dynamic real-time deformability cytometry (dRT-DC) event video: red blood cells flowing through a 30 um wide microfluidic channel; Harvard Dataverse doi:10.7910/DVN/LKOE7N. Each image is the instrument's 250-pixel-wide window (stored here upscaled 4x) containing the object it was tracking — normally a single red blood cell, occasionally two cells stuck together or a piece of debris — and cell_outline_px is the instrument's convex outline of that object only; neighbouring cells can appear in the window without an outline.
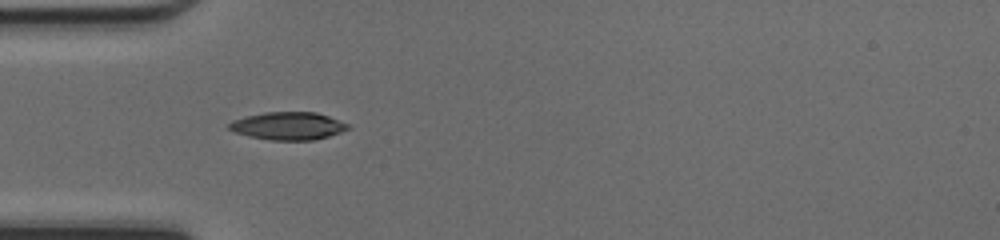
{"species": "common noctule bat (a hibernating species)", "species_latin": "Nyctalus noctula", "temperature_condition": "cold", "stored_images_in_passage": 37, "camera_frame_rate_fps": 3000, "um_per_image_px": 0.085, "animal": {"sex": "female", "body_mass_g": 17.0, "forearm_length_mm": 48.0}, "frame": {"image": 1, "passage_image": 4, "time_ms": 1.0, "image_size_px": [1000, 240], "cell_outline_px": [[352, 128], [328, 136], [312, 140], [272, 140], [248, 136], [236, 132], [228, 128], [228, 124], [232, 120], [264, 112], [316, 112], [328, 116], [348, 124]], "centroid_in_image_um": [24.49, 10.7], "position_along_channel_um": 60.5, "area_um2": 19.07}}
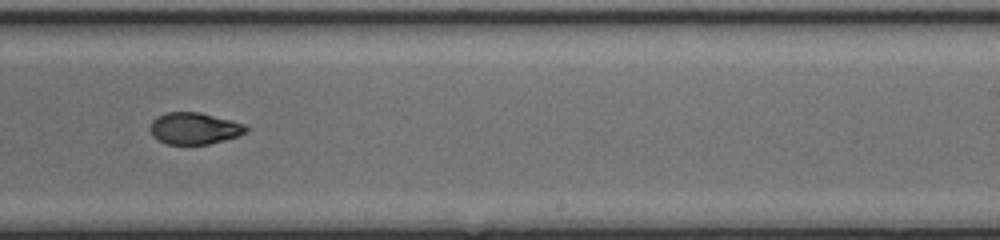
{"frame": {"image": 2, "passage_image": 19, "time_ms": 6.0, "image_size_px": [1000, 240], "cell_outline_px": [[248, 132], [224, 140], [208, 144], [168, 144], [152, 136], [148, 128], [152, 120], [156, 116], [164, 112], [200, 112], [232, 120], [244, 124], [248, 128]], "centroid_in_image_um": [16.49, 10.9], "position_along_channel_um": 272.5, "area_um2": 17.86}}
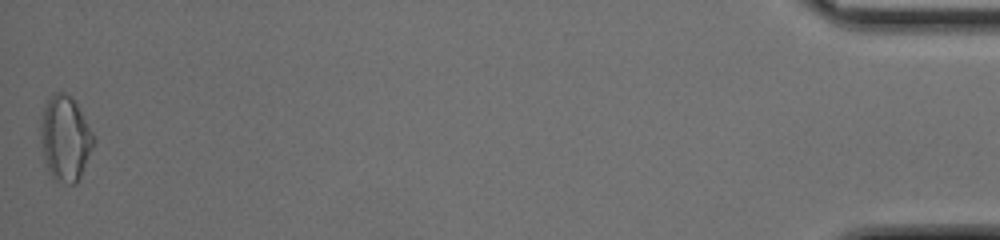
{"frame": {"image": 3, "passage_image": 37, "time_ms": 12.0, "image_size_px": [1000, 240], "cell_outline_px": [[96, 140], [80, 176], [76, 184], [68, 184], [56, 180], [52, 176], [48, 168], [44, 156], [40, 140], [40, 132], [44, 108], [52, 92], [64, 92], [72, 96], [76, 100], [96, 136]], "centroid_in_image_um": [5.58, 11.71], "position_along_channel_um": 429.6, "area_um2": 26.41}, "authors_computed_cell_mechanics": {"area_um2": 18.9006, "velocity_mm_per_s": 4.2784, "shape_relaxation_time_tau1_ms": 6.9142, "shape_relaxation_time_tau2_ms": 3.9236, "deformation_change_tau1": 0.207, "deformation_change_tau2": 0.0897}}